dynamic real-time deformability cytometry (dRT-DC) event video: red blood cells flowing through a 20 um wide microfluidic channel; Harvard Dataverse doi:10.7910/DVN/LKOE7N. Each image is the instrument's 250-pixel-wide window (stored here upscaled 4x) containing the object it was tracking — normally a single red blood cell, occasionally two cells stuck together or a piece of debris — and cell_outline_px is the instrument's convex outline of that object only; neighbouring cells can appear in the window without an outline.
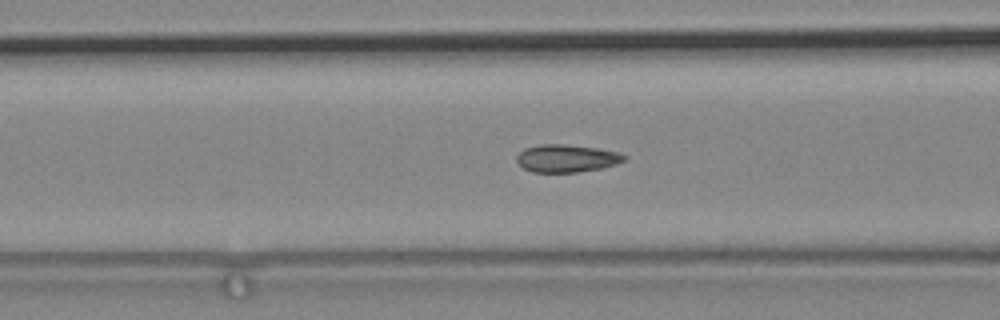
{"species": "common noctule bat (a hibernating species)", "species_latin": "Nyctalus noctula", "temperature_condition": "cold", "stored_images_in_passage": 49, "camera_frame_rate_fps": 3000, "um_per_image_px": 0.085, "animal": {"sex": "male", "body_mass_g": 19.2, "forearm_length_mm": 51.8}, "frame": {"image": 1, "passage_image": 31, "time_ms": 10.0, "image_size_px": [1000, 320], "cell_outline_px": [[628, 156], [624, 160], [616, 164], [600, 168], [576, 172], [532, 172], [524, 168], [516, 160], [516, 156], [524, 148], [540, 144], [564, 144], [596, 148], [620, 152]], "centroid_in_image_um": [48.16, 13.45], "position_along_channel_um": 118.4, "area_um2": 17.28}}
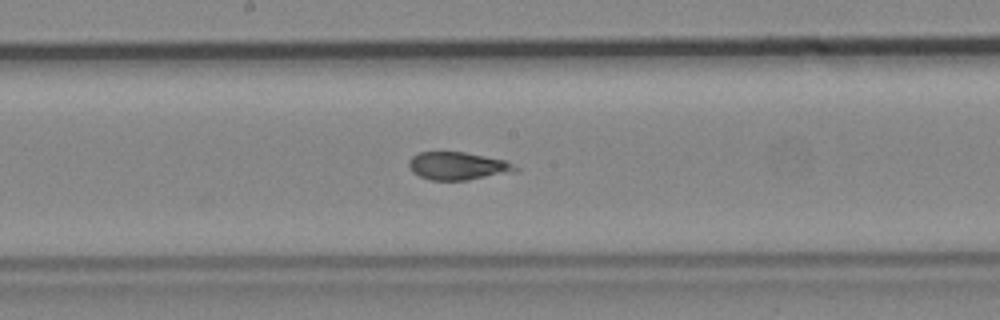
{"frame": {"image": 2, "passage_image": 40, "time_ms": 13.0, "image_size_px": [1000, 320], "cell_outline_px": [[520, 168], [516, 172], [468, 180], [432, 180], [420, 176], [412, 172], [408, 164], [408, 160], [412, 156], [420, 152], [464, 152], [504, 160]], "centroid_in_image_um": [38.92, 14.11], "position_along_channel_um": 209.3, "area_um2": 17.28}}
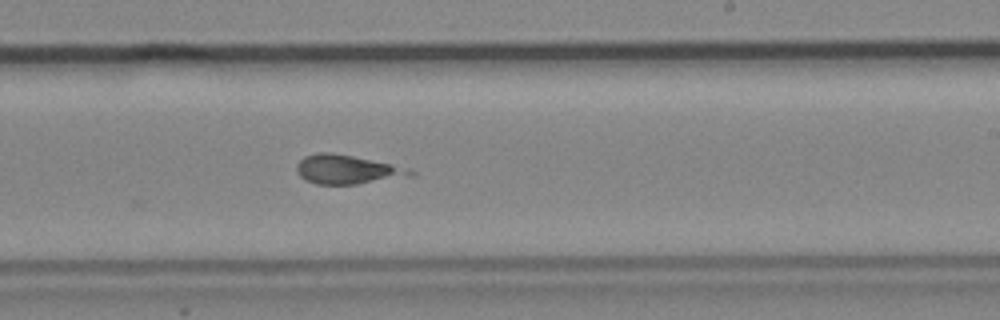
{"frame": {"image": 3, "passage_image": 45, "time_ms": 14.667, "image_size_px": [1000, 320], "cell_outline_px": [[416, 176], [356, 184], [316, 184], [304, 180], [296, 172], [296, 164], [304, 156], [320, 152], [332, 152], [392, 164], [408, 168], [416, 172]], "centroid_in_image_um": [29.52, 14.41], "position_along_channel_um": 259.5, "area_um2": 19.42}}